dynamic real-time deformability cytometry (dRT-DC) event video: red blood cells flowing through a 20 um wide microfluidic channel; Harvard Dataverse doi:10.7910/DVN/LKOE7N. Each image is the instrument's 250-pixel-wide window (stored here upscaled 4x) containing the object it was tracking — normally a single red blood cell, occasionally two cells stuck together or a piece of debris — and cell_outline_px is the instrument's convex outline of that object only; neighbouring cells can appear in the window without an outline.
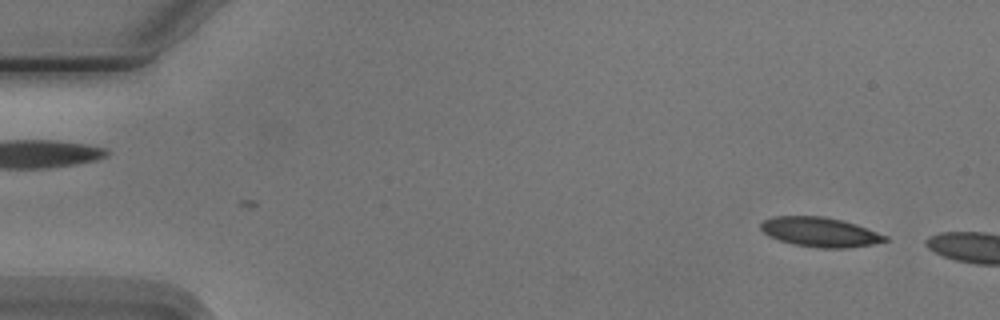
{"species": "Egyptian fruit bat (a non-hibernating species)", "species_latin": "Rousettus aegyptiacus", "temperature_condition": "cold", "stored_images_in_passage": 2, "camera_frame_rate_fps": 3000, "um_per_image_px": 0.085, "animal": {"sex": "male"}, "frame": {"image": 1, "passage_image": 1, "time_ms": 0.0, "image_size_px": [1000, 320], "cell_outline_px": [[888, 240], [872, 244], [848, 248], [820, 248], [792, 244], [768, 236], [760, 228], [760, 224], [764, 220], [776, 216], [824, 216], [856, 224], [888, 236]], "centroid_in_image_um": [69.7, 19.73], "position_along_channel_um": 15.3, "area_um2": 21.33}}